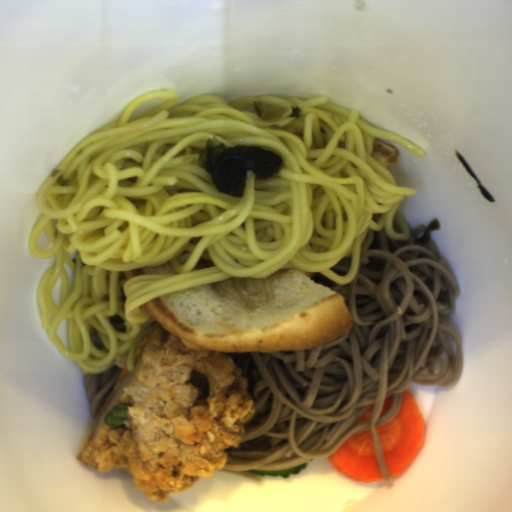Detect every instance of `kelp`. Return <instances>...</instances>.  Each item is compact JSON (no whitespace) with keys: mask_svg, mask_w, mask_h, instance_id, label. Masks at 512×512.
Listing matches in <instances>:
<instances>
[{"mask_svg":"<svg viewBox=\"0 0 512 512\" xmlns=\"http://www.w3.org/2000/svg\"><path fill=\"white\" fill-rule=\"evenodd\" d=\"M199 164L211 175L217 190L238 197L243 193L248 170L267 180L280 173L283 157L255 145L226 146L211 134L199 154Z\"/></svg>","mask_w":512,"mask_h":512,"instance_id":"obj_1","label":"kelp"}]
</instances>
